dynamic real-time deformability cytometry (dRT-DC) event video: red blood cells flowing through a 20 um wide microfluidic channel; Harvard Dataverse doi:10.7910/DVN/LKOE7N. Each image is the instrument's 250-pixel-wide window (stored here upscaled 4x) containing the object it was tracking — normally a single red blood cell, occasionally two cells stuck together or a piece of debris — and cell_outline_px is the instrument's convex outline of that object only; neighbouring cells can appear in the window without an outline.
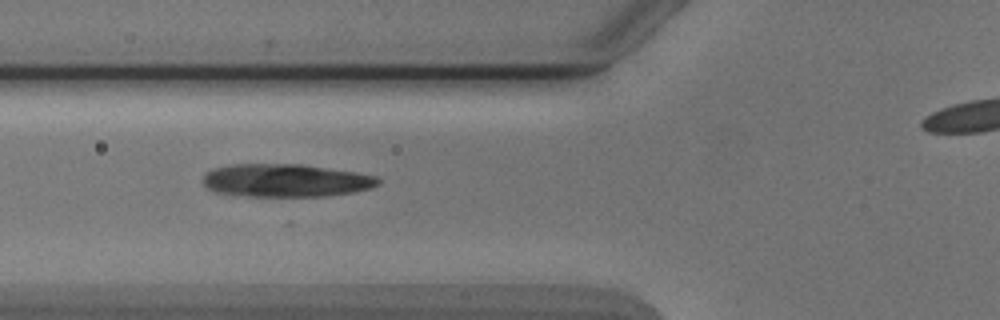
{"species": "Egyptian fruit bat (a non-hibernating species)", "species_latin": "Rousettus aegyptiacus", "temperature_condition": "cold", "stored_images_in_passage": 3, "camera_frame_rate_fps": 3000, "um_per_image_px": 0.085, "animal": {"sex": "male"}, "frame": {"image": 1, "passage_image": 2, "time_ms": 1.0, "image_size_px": [1000, 320], "cell_outline_px": [[380, 184], [372, 188], [352, 192], [324, 196], [248, 196], [216, 192], [208, 188], [204, 184], [204, 172], [212, 168], [228, 164], [300, 164], [356, 172], [376, 176], [380, 180]], "centroid_in_image_um": [24.27, 15.33], "position_along_channel_um": 101.5, "area_um2": 33.7}}